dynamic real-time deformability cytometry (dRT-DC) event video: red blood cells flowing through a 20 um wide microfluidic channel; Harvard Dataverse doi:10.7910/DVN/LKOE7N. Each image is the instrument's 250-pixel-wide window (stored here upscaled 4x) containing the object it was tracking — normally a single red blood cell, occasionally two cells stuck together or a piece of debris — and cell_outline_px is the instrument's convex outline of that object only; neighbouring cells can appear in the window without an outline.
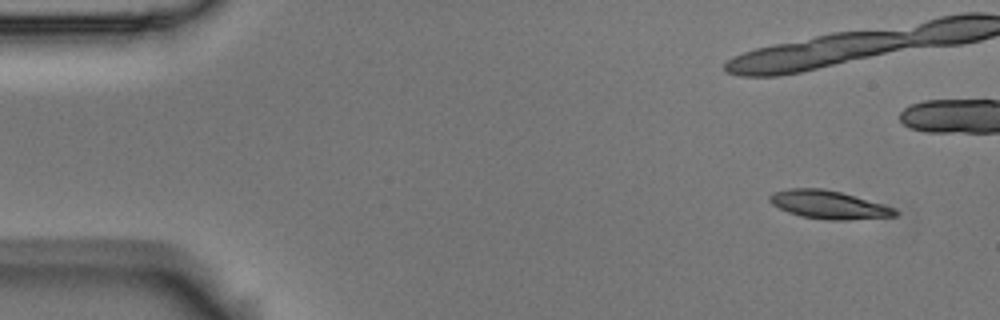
{"species": "Egyptian fruit bat (a non-hibernating species)", "species_latin": "Rousettus aegyptiacus", "temperature_condition": "room temperature", "stored_images_in_passage": 7, "camera_frame_rate_fps": 3000, "um_per_image_px": 0.085, "animal": {"sex": "male"}, "frame": {"image": 1, "passage_image": 1, "time_ms": 0.0, "image_size_px": [1000, 320], "cell_outline_px": [[900, 212], [896, 216], [848, 220], [828, 220], [800, 216], [788, 212], [772, 204], [768, 200], [768, 196], [772, 192], [788, 188], [820, 188], [840, 192], [884, 204], [896, 208]], "centroid_in_image_um": [70.44, 17.4], "position_along_channel_um": 14.6, "area_um2": 20.75}}